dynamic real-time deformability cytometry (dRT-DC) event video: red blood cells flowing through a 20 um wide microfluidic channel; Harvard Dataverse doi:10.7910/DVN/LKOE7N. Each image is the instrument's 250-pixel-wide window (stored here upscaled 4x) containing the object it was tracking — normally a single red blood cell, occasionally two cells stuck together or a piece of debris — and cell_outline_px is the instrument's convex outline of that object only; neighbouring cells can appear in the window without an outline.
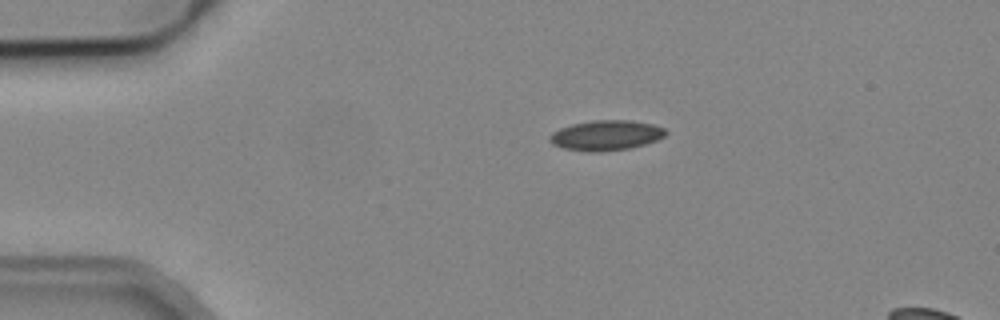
{"species": "common noctule bat (a hibernating species)", "species_latin": "Nyctalus noctula", "temperature_condition": "cold", "stored_images_in_passage": 4, "camera_frame_rate_fps": 3000, "um_per_image_px": 0.085, "animal": {"sex": "male", "body_mass_g": 19.2, "forearm_length_mm": 51.8}, "frame": {"image": 1, "passage_image": 1, "time_ms": 0.0, "image_size_px": [1000, 320], "cell_outline_px": [[668, 132], [664, 136], [656, 140], [644, 144], [628, 148], [600, 152], [592, 152], [564, 148], [552, 144], [548, 140], [548, 136], [552, 132], [560, 128], [572, 124], [596, 120], [632, 120], [652, 124], [664, 128]], "centroid_in_image_um": [51.49, 11.5], "position_along_channel_um": 33.5, "area_um2": 20.29}}